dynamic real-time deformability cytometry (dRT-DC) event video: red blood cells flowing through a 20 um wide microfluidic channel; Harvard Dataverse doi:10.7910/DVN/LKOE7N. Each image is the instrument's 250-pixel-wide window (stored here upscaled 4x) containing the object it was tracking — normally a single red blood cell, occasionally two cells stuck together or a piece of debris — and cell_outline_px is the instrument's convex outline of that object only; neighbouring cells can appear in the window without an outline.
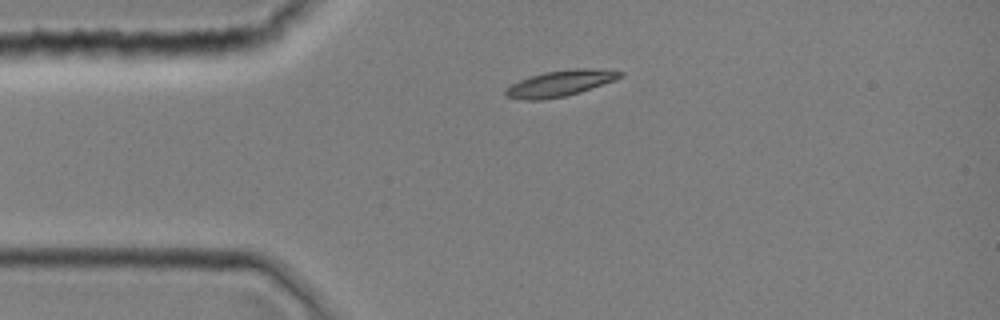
{"species": "common noctule bat (a hibernating species)", "species_latin": "Nyctalus noctula", "temperature_condition": "room temperature", "stored_images_in_passage": 1, "camera_frame_rate_fps": 3000, "um_per_image_px": 0.085, "animal": {"sex": "female", "body_mass_g": 19.0, "forearm_length_mm": 51.5}, "frame": {"image": 1, "passage_image": 1, "time_ms": 0.0, "image_size_px": [1000, 320], "cell_outline_px": [[624, 76], [580, 92], [564, 96], [540, 100], [524, 100], [504, 96], [504, 88], [520, 80], [544, 72], [576, 68], [588, 68], [624, 72]], "centroid_in_image_um": [47.56, 7.09], "position_along_channel_um": 37.4, "area_um2": 17.11}}